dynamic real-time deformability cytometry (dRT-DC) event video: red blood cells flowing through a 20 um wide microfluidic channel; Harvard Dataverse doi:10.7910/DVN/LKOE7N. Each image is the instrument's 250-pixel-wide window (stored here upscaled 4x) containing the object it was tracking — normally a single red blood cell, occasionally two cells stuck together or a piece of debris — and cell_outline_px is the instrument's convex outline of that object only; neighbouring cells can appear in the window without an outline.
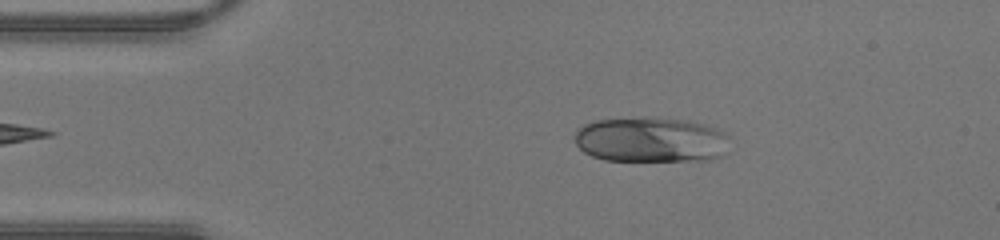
{"species": "human", "species_latin": "Homo sapiens", "temperature_condition": "warm", "stored_images_in_passage": 43, "camera_frame_rate_fps": 3000, "um_per_image_px": 0.085, "donor": {"sex": "male"}, "frame": {"image": 1, "passage_image": 7, "time_ms": 2.0, "image_size_px": [1000, 240], "cell_outline_px": [[728, 136], [720, 156], [708, 160], [604, 160], [592, 156], [584, 152], [576, 144], [576, 128], [584, 124], [596, 120], [640, 116], [648, 116], [688, 120], [704, 124], [728, 132]], "centroid_in_image_um": [55.28, 11.84], "position_along_channel_um": 29.7, "area_um2": 41.04}}
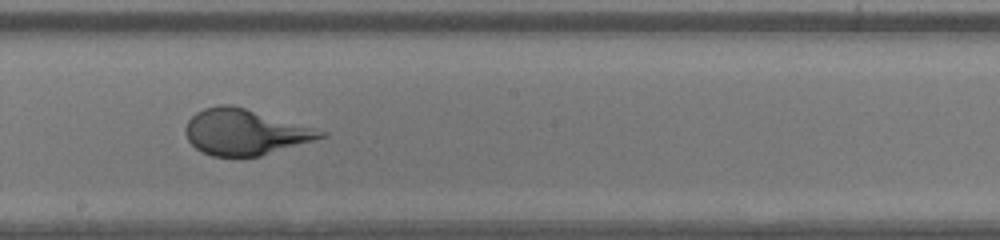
{"frame": {"image": 2, "passage_image": 23, "time_ms": 7.333, "image_size_px": [1000, 240], "cell_outline_px": [[328, 136], [260, 156], [212, 156], [200, 152], [188, 140], [184, 128], [188, 120], [196, 112], [204, 108], [220, 104], [232, 104], [328, 132]], "centroid_in_image_um": [20.8, 11.22], "position_along_channel_um": 227.4, "area_um2": 35.95}}
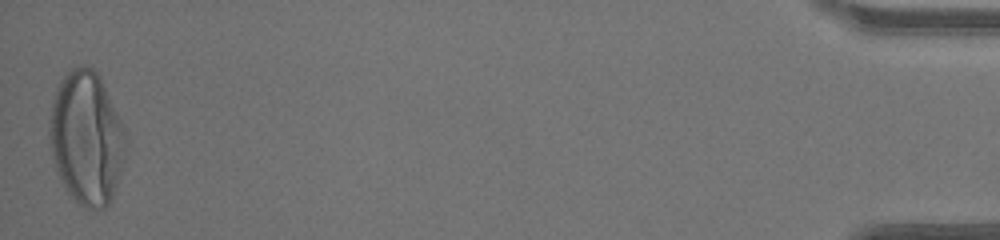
{"frame": {"image": 3, "passage_image": 43, "time_ms": 14.0, "image_size_px": [1000, 240], "cell_outline_px": [[124, 136], [120, 172], [112, 196], [108, 204], [104, 208], [92, 212], [84, 208], [68, 192], [60, 180], [56, 172], [52, 160], [48, 136], [48, 128], [52, 100], [56, 88], [60, 80], [72, 68], [84, 64], [92, 68], [96, 72], [120, 120], [124, 132]], "centroid_in_image_um": [7.27, 11.76], "position_along_channel_um": 427.9, "area_um2": 58.49}}